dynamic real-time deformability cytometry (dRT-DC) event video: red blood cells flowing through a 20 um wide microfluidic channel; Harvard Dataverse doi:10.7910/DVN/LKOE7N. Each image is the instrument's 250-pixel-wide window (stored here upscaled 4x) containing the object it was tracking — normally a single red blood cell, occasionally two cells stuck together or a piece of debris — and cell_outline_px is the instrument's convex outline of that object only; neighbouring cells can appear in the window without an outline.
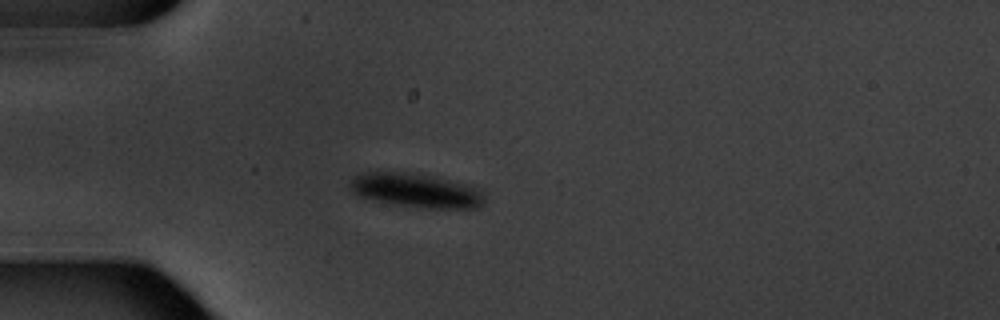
{"species": "common noctule bat (a hibernating species)", "species_latin": "Nyctalus noctula", "temperature_condition": "warm", "stored_images_in_passage": 1, "camera_frame_rate_fps": 3000, "um_per_image_px": 0.085, "animal": {"sex": "male", "body_mass_g": 20.1, "forearm_length_mm": 53.5}, "frame": {"image": 1, "passage_image": 1, "time_ms": 0.0, "image_size_px": [1000, 320], "cell_outline_px": [[484, 204], [480, 208], [420, 208], [392, 204], [356, 196], [348, 184], [356, 176], [364, 172], [400, 172], [432, 176], [468, 184], [480, 188], [484, 192]], "centroid_in_image_um": [35.41, 16.2], "position_along_channel_um": 49.6, "area_um2": 26.93}}